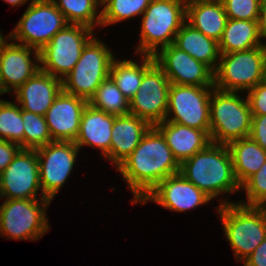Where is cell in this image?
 Wrapping results in <instances>:
<instances>
[{
  "instance_id": "6da1fadb",
  "label": "cell",
  "mask_w": 266,
  "mask_h": 266,
  "mask_svg": "<svg viewBox=\"0 0 266 266\" xmlns=\"http://www.w3.org/2000/svg\"><path fill=\"white\" fill-rule=\"evenodd\" d=\"M134 195L132 204H139L162 180L180 172L162 133L155 127L144 134L139 145L117 167Z\"/></svg>"
},
{
  "instance_id": "7a4b0ae2",
  "label": "cell",
  "mask_w": 266,
  "mask_h": 266,
  "mask_svg": "<svg viewBox=\"0 0 266 266\" xmlns=\"http://www.w3.org/2000/svg\"><path fill=\"white\" fill-rule=\"evenodd\" d=\"M180 173L211 199L241 190L227 145L211 142L205 149L184 160L180 164Z\"/></svg>"
},
{
  "instance_id": "3957f363",
  "label": "cell",
  "mask_w": 266,
  "mask_h": 266,
  "mask_svg": "<svg viewBox=\"0 0 266 266\" xmlns=\"http://www.w3.org/2000/svg\"><path fill=\"white\" fill-rule=\"evenodd\" d=\"M217 207L224 233L235 258L243 262L266 238V211L261 206H247L226 198Z\"/></svg>"
},
{
  "instance_id": "277c9868",
  "label": "cell",
  "mask_w": 266,
  "mask_h": 266,
  "mask_svg": "<svg viewBox=\"0 0 266 266\" xmlns=\"http://www.w3.org/2000/svg\"><path fill=\"white\" fill-rule=\"evenodd\" d=\"M252 113L247 99L237 92L214 88L210 97V138L212 143L228 145L249 137Z\"/></svg>"
},
{
  "instance_id": "5b68a950",
  "label": "cell",
  "mask_w": 266,
  "mask_h": 266,
  "mask_svg": "<svg viewBox=\"0 0 266 266\" xmlns=\"http://www.w3.org/2000/svg\"><path fill=\"white\" fill-rule=\"evenodd\" d=\"M185 21L186 7L180 0H151L142 14L140 42L135 53L154 56L174 42Z\"/></svg>"
},
{
  "instance_id": "8992f818",
  "label": "cell",
  "mask_w": 266,
  "mask_h": 266,
  "mask_svg": "<svg viewBox=\"0 0 266 266\" xmlns=\"http://www.w3.org/2000/svg\"><path fill=\"white\" fill-rule=\"evenodd\" d=\"M266 46L246 51L221 53L214 71V88L228 92L247 93L264 81Z\"/></svg>"
},
{
  "instance_id": "52a82bcc",
  "label": "cell",
  "mask_w": 266,
  "mask_h": 266,
  "mask_svg": "<svg viewBox=\"0 0 266 266\" xmlns=\"http://www.w3.org/2000/svg\"><path fill=\"white\" fill-rule=\"evenodd\" d=\"M51 200L4 199L0 205V235L13 240H39L48 230L47 207Z\"/></svg>"
},
{
  "instance_id": "ba28073f",
  "label": "cell",
  "mask_w": 266,
  "mask_h": 266,
  "mask_svg": "<svg viewBox=\"0 0 266 266\" xmlns=\"http://www.w3.org/2000/svg\"><path fill=\"white\" fill-rule=\"evenodd\" d=\"M115 55L95 36L85 45L74 68L62 79L63 91L89 102L109 76Z\"/></svg>"
},
{
  "instance_id": "9c48e42d",
  "label": "cell",
  "mask_w": 266,
  "mask_h": 266,
  "mask_svg": "<svg viewBox=\"0 0 266 266\" xmlns=\"http://www.w3.org/2000/svg\"><path fill=\"white\" fill-rule=\"evenodd\" d=\"M93 33L87 26L67 24L39 51L40 70L62 80L76 65Z\"/></svg>"
},
{
  "instance_id": "30bf717a",
  "label": "cell",
  "mask_w": 266,
  "mask_h": 266,
  "mask_svg": "<svg viewBox=\"0 0 266 266\" xmlns=\"http://www.w3.org/2000/svg\"><path fill=\"white\" fill-rule=\"evenodd\" d=\"M30 1L8 38L40 51L68 23L63 13L51 0Z\"/></svg>"
},
{
  "instance_id": "8fae6325",
  "label": "cell",
  "mask_w": 266,
  "mask_h": 266,
  "mask_svg": "<svg viewBox=\"0 0 266 266\" xmlns=\"http://www.w3.org/2000/svg\"><path fill=\"white\" fill-rule=\"evenodd\" d=\"M213 89L170 84L165 121L205 130L210 134V97Z\"/></svg>"
},
{
  "instance_id": "7c38bea8",
  "label": "cell",
  "mask_w": 266,
  "mask_h": 266,
  "mask_svg": "<svg viewBox=\"0 0 266 266\" xmlns=\"http://www.w3.org/2000/svg\"><path fill=\"white\" fill-rule=\"evenodd\" d=\"M80 149L71 141H52L36 150L41 198L52 201L71 174Z\"/></svg>"
},
{
  "instance_id": "4fadbf2b",
  "label": "cell",
  "mask_w": 266,
  "mask_h": 266,
  "mask_svg": "<svg viewBox=\"0 0 266 266\" xmlns=\"http://www.w3.org/2000/svg\"><path fill=\"white\" fill-rule=\"evenodd\" d=\"M170 81L154 62L143 74L141 85L129 101V114L146 120L151 126L165 121Z\"/></svg>"
},
{
  "instance_id": "5bb4252c",
  "label": "cell",
  "mask_w": 266,
  "mask_h": 266,
  "mask_svg": "<svg viewBox=\"0 0 266 266\" xmlns=\"http://www.w3.org/2000/svg\"><path fill=\"white\" fill-rule=\"evenodd\" d=\"M39 161L36 150L21 149L0 174V197L4 199H39Z\"/></svg>"
},
{
  "instance_id": "9a60e30c",
  "label": "cell",
  "mask_w": 266,
  "mask_h": 266,
  "mask_svg": "<svg viewBox=\"0 0 266 266\" xmlns=\"http://www.w3.org/2000/svg\"><path fill=\"white\" fill-rule=\"evenodd\" d=\"M154 59L171 84L214 87V71L173 43L158 50Z\"/></svg>"
},
{
  "instance_id": "2e32d148",
  "label": "cell",
  "mask_w": 266,
  "mask_h": 266,
  "mask_svg": "<svg viewBox=\"0 0 266 266\" xmlns=\"http://www.w3.org/2000/svg\"><path fill=\"white\" fill-rule=\"evenodd\" d=\"M4 37L0 41V72L3 94L14 92L38 70H40L39 51L26 45L12 42ZM33 53L34 60L31 58Z\"/></svg>"
},
{
  "instance_id": "e0dca14e",
  "label": "cell",
  "mask_w": 266,
  "mask_h": 266,
  "mask_svg": "<svg viewBox=\"0 0 266 266\" xmlns=\"http://www.w3.org/2000/svg\"><path fill=\"white\" fill-rule=\"evenodd\" d=\"M210 200L179 172L162 180L140 203L143 205L150 201L174 212H185L207 204Z\"/></svg>"
},
{
  "instance_id": "ac0fdd59",
  "label": "cell",
  "mask_w": 266,
  "mask_h": 266,
  "mask_svg": "<svg viewBox=\"0 0 266 266\" xmlns=\"http://www.w3.org/2000/svg\"><path fill=\"white\" fill-rule=\"evenodd\" d=\"M87 104L86 100L61 91L44 115L52 141L76 140Z\"/></svg>"
},
{
  "instance_id": "d6986e66",
  "label": "cell",
  "mask_w": 266,
  "mask_h": 266,
  "mask_svg": "<svg viewBox=\"0 0 266 266\" xmlns=\"http://www.w3.org/2000/svg\"><path fill=\"white\" fill-rule=\"evenodd\" d=\"M62 90L61 79L38 70L14 91L15 101L22 110L44 116Z\"/></svg>"
},
{
  "instance_id": "ffe728a7",
  "label": "cell",
  "mask_w": 266,
  "mask_h": 266,
  "mask_svg": "<svg viewBox=\"0 0 266 266\" xmlns=\"http://www.w3.org/2000/svg\"><path fill=\"white\" fill-rule=\"evenodd\" d=\"M150 127L146 120L131 114L116 116L112 127L110 151L104 158L117 168L139 145Z\"/></svg>"
},
{
  "instance_id": "44dd1931",
  "label": "cell",
  "mask_w": 266,
  "mask_h": 266,
  "mask_svg": "<svg viewBox=\"0 0 266 266\" xmlns=\"http://www.w3.org/2000/svg\"><path fill=\"white\" fill-rule=\"evenodd\" d=\"M155 127L162 133L179 164L211 143L210 134L205 130L169 121L158 123Z\"/></svg>"
},
{
  "instance_id": "7402d4cb",
  "label": "cell",
  "mask_w": 266,
  "mask_h": 266,
  "mask_svg": "<svg viewBox=\"0 0 266 266\" xmlns=\"http://www.w3.org/2000/svg\"><path fill=\"white\" fill-rule=\"evenodd\" d=\"M115 117L87 104L82 113L78 137L74 141L76 146L79 149L83 146L97 147L104 157L110 151Z\"/></svg>"
},
{
  "instance_id": "603a6c76",
  "label": "cell",
  "mask_w": 266,
  "mask_h": 266,
  "mask_svg": "<svg viewBox=\"0 0 266 266\" xmlns=\"http://www.w3.org/2000/svg\"><path fill=\"white\" fill-rule=\"evenodd\" d=\"M173 44L195 60L208 65L213 71L216 70L221 55L219 43L207 37L187 21L177 32Z\"/></svg>"
},
{
  "instance_id": "cb8c5ba5",
  "label": "cell",
  "mask_w": 266,
  "mask_h": 266,
  "mask_svg": "<svg viewBox=\"0 0 266 266\" xmlns=\"http://www.w3.org/2000/svg\"><path fill=\"white\" fill-rule=\"evenodd\" d=\"M186 21L207 37L219 42L228 17L221 0L197 2L186 7Z\"/></svg>"
},
{
  "instance_id": "d4e9b609",
  "label": "cell",
  "mask_w": 266,
  "mask_h": 266,
  "mask_svg": "<svg viewBox=\"0 0 266 266\" xmlns=\"http://www.w3.org/2000/svg\"><path fill=\"white\" fill-rule=\"evenodd\" d=\"M227 146L233 161L234 175L241 186L266 162V150L250 136L232 141Z\"/></svg>"
},
{
  "instance_id": "484cf974",
  "label": "cell",
  "mask_w": 266,
  "mask_h": 266,
  "mask_svg": "<svg viewBox=\"0 0 266 266\" xmlns=\"http://www.w3.org/2000/svg\"><path fill=\"white\" fill-rule=\"evenodd\" d=\"M218 43L220 53L246 51L257 46H264L260 36L258 21L230 18H228Z\"/></svg>"
},
{
  "instance_id": "4316f807",
  "label": "cell",
  "mask_w": 266,
  "mask_h": 266,
  "mask_svg": "<svg viewBox=\"0 0 266 266\" xmlns=\"http://www.w3.org/2000/svg\"><path fill=\"white\" fill-rule=\"evenodd\" d=\"M141 63L134 60H112L109 76L117 84L118 89L130 101L141 85L143 74L155 62L153 55H141Z\"/></svg>"
},
{
  "instance_id": "83f0119b",
  "label": "cell",
  "mask_w": 266,
  "mask_h": 266,
  "mask_svg": "<svg viewBox=\"0 0 266 266\" xmlns=\"http://www.w3.org/2000/svg\"><path fill=\"white\" fill-rule=\"evenodd\" d=\"M68 24H81L93 30L101 26V5L97 0H51Z\"/></svg>"
},
{
  "instance_id": "f1b7e54d",
  "label": "cell",
  "mask_w": 266,
  "mask_h": 266,
  "mask_svg": "<svg viewBox=\"0 0 266 266\" xmlns=\"http://www.w3.org/2000/svg\"><path fill=\"white\" fill-rule=\"evenodd\" d=\"M88 104L115 116L129 114V100L118 89L117 84L110 76L96 89Z\"/></svg>"
},
{
  "instance_id": "f546056e",
  "label": "cell",
  "mask_w": 266,
  "mask_h": 266,
  "mask_svg": "<svg viewBox=\"0 0 266 266\" xmlns=\"http://www.w3.org/2000/svg\"><path fill=\"white\" fill-rule=\"evenodd\" d=\"M151 0H107L101 7V27L141 16Z\"/></svg>"
},
{
  "instance_id": "4dcf8cb0",
  "label": "cell",
  "mask_w": 266,
  "mask_h": 266,
  "mask_svg": "<svg viewBox=\"0 0 266 266\" xmlns=\"http://www.w3.org/2000/svg\"><path fill=\"white\" fill-rule=\"evenodd\" d=\"M22 109L16 103L0 100V139L18 144L24 149Z\"/></svg>"
},
{
  "instance_id": "1f68e13d",
  "label": "cell",
  "mask_w": 266,
  "mask_h": 266,
  "mask_svg": "<svg viewBox=\"0 0 266 266\" xmlns=\"http://www.w3.org/2000/svg\"><path fill=\"white\" fill-rule=\"evenodd\" d=\"M24 149L37 150L52 142L48 125L43 115L22 110Z\"/></svg>"
},
{
  "instance_id": "d6a6232c",
  "label": "cell",
  "mask_w": 266,
  "mask_h": 266,
  "mask_svg": "<svg viewBox=\"0 0 266 266\" xmlns=\"http://www.w3.org/2000/svg\"><path fill=\"white\" fill-rule=\"evenodd\" d=\"M241 190H245L247 202H238L247 206H262L266 202V162L242 185ZM243 202V203H242Z\"/></svg>"
},
{
  "instance_id": "836d02e7",
  "label": "cell",
  "mask_w": 266,
  "mask_h": 266,
  "mask_svg": "<svg viewBox=\"0 0 266 266\" xmlns=\"http://www.w3.org/2000/svg\"><path fill=\"white\" fill-rule=\"evenodd\" d=\"M227 17L247 21H259L262 0H221Z\"/></svg>"
},
{
  "instance_id": "e575fe53",
  "label": "cell",
  "mask_w": 266,
  "mask_h": 266,
  "mask_svg": "<svg viewBox=\"0 0 266 266\" xmlns=\"http://www.w3.org/2000/svg\"><path fill=\"white\" fill-rule=\"evenodd\" d=\"M252 115H266V82L262 81L247 92Z\"/></svg>"
},
{
  "instance_id": "d590c367",
  "label": "cell",
  "mask_w": 266,
  "mask_h": 266,
  "mask_svg": "<svg viewBox=\"0 0 266 266\" xmlns=\"http://www.w3.org/2000/svg\"><path fill=\"white\" fill-rule=\"evenodd\" d=\"M250 137L266 150V115H252Z\"/></svg>"
},
{
  "instance_id": "8d00e7d4",
  "label": "cell",
  "mask_w": 266,
  "mask_h": 266,
  "mask_svg": "<svg viewBox=\"0 0 266 266\" xmlns=\"http://www.w3.org/2000/svg\"><path fill=\"white\" fill-rule=\"evenodd\" d=\"M21 149L16 143L0 139V174L9 166Z\"/></svg>"
},
{
  "instance_id": "74e56055",
  "label": "cell",
  "mask_w": 266,
  "mask_h": 266,
  "mask_svg": "<svg viewBox=\"0 0 266 266\" xmlns=\"http://www.w3.org/2000/svg\"><path fill=\"white\" fill-rule=\"evenodd\" d=\"M243 266H266V238L244 261Z\"/></svg>"
},
{
  "instance_id": "f35d334b",
  "label": "cell",
  "mask_w": 266,
  "mask_h": 266,
  "mask_svg": "<svg viewBox=\"0 0 266 266\" xmlns=\"http://www.w3.org/2000/svg\"><path fill=\"white\" fill-rule=\"evenodd\" d=\"M259 31L261 40L266 46V0H262L261 7H260V17H259Z\"/></svg>"
},
{
  "instance_id": "ab89813d",
  "label": "cell",
  "mask_w": 266,
  "mask_h": 266,
  "mask_svg": "<svg viewBox=\"0 0 266 266\" xmlns=\"http://www.w3.org/2000/svg\"><path fill=\"white\" fill-rule=\"evenodd\" d=\"M3 1L15 7V6L24 5L29 0H3Z\"/></svg>"
},
{
  "instance_id": "60d3db41",
  "label": "cell",
  "mask_w": 266,
  "mask_h": 266,
  "mask_svg": "<svg viewBox=\"0 0 266 266\" xmlns=\"http://www.w3.org/2000/svg\"><path fill=\"white\" fill-rule=\"evenodd\" d=\"M185 7L197 3V2H211V1H218V0H180Z\"/></svg>"
},
{
  "instance_id": "b9f144b4",
  "label": "cell",
  "mask_w": 266,
  "mask_h": 266,
  "mask_svg": "<svg viewBox=\"0 0 266 266\" xmlns=\"http://www.w3.org/2000/svg\"><path fill=\"white\" fill-rule=\"evenodd\" d=\"M3 94V83L1 80V72H0V95Z\"/></svg>"
},
{
  "instance_id": "7bdbcfd3",
  "label": "cell",
  "mask_w": 266,
  "mask_h": 266,
  "mask_svg": "<svg viewBox=\"0 0 266 266\" xmlns=\"http://www.w3.org/2000/svg\"><path fill=\"white\" fill-rule=\"evenodd\" d=\"M107 0H97V2L102 6Z\"/></svg>"
},
{
  "instance_id": "ee69618b",
  "label": "cell",
  "mask_w": 266,
  "mask_h": 266,
  "mask_svg": "<svg viewBox=\"0 0 266 266\" xmlns=\"http://www.w3.org/2000/svg\"><path fill=\"white\" fill-rule=\"evenodd\" d=\"M264 81L266 82V63H265Z\"/></svg>"
},
{
  "instance_id": "f6af8a7d",
  "label": "cell",
  "mask_w": 266,
  "mask_h": 266,
  "mask_svg": "<svg viewBox=\"0 0 266 266\" xmlns=\"http://www.w3.org/2000/svg\"><path fill=\"white\" fill-rule=\"evenodd\" d=\"M261 207L266 211V202Z\"/></svg>"
},
{
  "instance_id": "bcb514c9",
  "label": "cell",
  "mask_w": 266,
  "mask_h": 266,
  "mask_svg": "<svg viewBox=\"0 0 266 266\" xmlns=\"http://www.w3.org/2000/svg\"><path fill=\"white\" fill-rule=\"evenodd\" d=\"M4 38V35L1 34V31H0V41Z\"/></svg>"
}]
</instances>
